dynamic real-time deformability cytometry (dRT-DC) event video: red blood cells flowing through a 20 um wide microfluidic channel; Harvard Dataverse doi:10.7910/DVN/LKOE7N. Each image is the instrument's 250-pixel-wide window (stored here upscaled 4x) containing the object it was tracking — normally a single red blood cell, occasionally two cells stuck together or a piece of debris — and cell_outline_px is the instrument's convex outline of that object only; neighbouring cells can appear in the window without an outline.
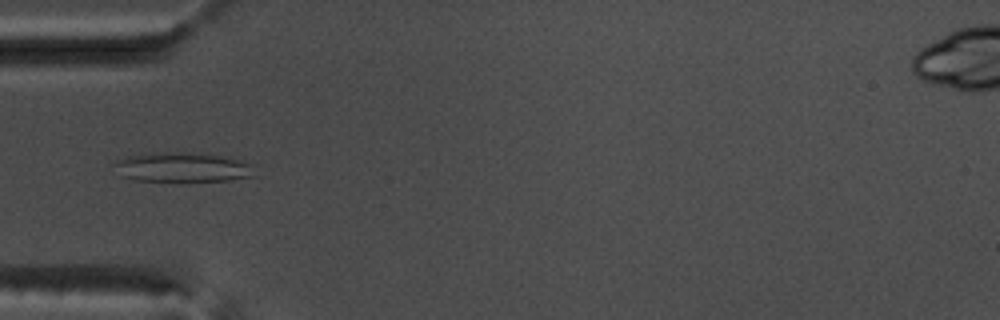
{"species": "common noctule bat (a hibernating species)", "species_latin": "Nyctalus noctula", "temperature_condition": "warm", "stored_images_in_passage": 37, "camera_frame_rate_fps": 3000, "um_per_image_px": 0.085, "animal": {"sex": "male", "body_mass_g": 17.5, "forearm_length_mm": 52.3}, "frame": {"image": 1, "passage_image": 1, "time_ms": 0.0, "image_size_px": [1000, 320], "cell_outline_px": [[256, 176], [228, 180], [184, 184], [176, 184], [136, 180], [120, 176], [112, 164], [116, 160], [140, 152], [184, 152], [220, 156], [244, 160], [252, 164]], "centroid_in_image_um": [15.47, 14.26], "position_along_channel_um": 69.5, "area_um2": 25.72}}
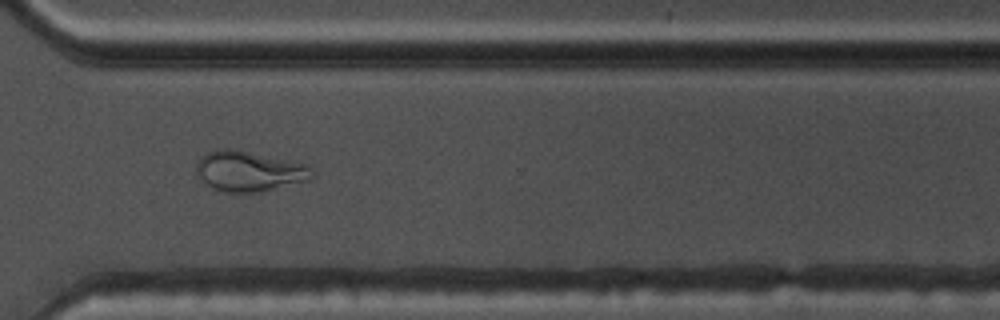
{"frame": {"image": 2, "passage_image": 23, "time_ms": 7.333, "image_size_px": [1000, 320], "cell_outline_px": [[312, 180], [260, 192], [224, 192], [212, 188], [204, 184], [196, 172], [196, 164], [200, 156], [208, 152], [224, 148], [228, 148], [308, 164], [312, 168]], "centroid_in_image_um": [21.17, 14.57], "position_along_channel_um": 349.4, "area_um2": 27.22}}
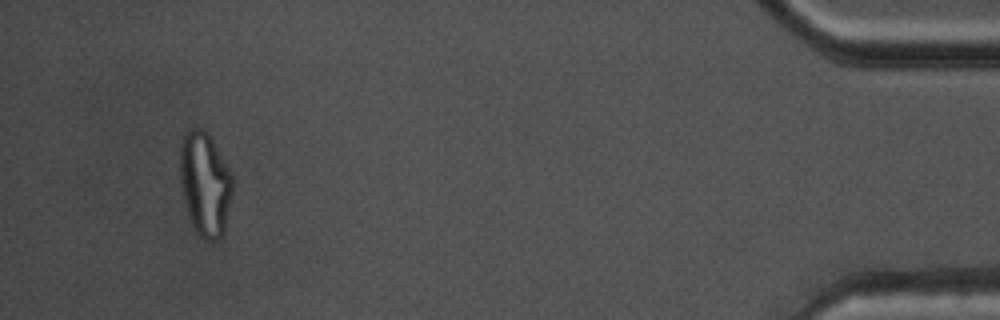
{"frame": {"image": 3, "passage_image": 34, "time_ms": 11.0, "image_size_px": [1000, 320], "cell_outline_px": [[232, 196], [224, 232], [216, 240], [204, 240], [196, 232], [192, 224], [184, 200], [180, 180], [180, 144], [184, 132], [192, 128], [204, 128], [208, 132], [232, 172]], "centroid_in_image_um": [17.43, 15.59], "position_along_channel_um": 417.8, "area_um2": 32.08}, "authors_computed_cell_mechanics": {"area_um2": 22.1374, "velocity_mm_per_s": 3.828, "shape_relaxation_time_tau1_ms": null, "shape_relaxation_time_tau2_ms": 1.3424, "deformation_change_tau1": null, "deformation_change_tau2": 0.0788}}